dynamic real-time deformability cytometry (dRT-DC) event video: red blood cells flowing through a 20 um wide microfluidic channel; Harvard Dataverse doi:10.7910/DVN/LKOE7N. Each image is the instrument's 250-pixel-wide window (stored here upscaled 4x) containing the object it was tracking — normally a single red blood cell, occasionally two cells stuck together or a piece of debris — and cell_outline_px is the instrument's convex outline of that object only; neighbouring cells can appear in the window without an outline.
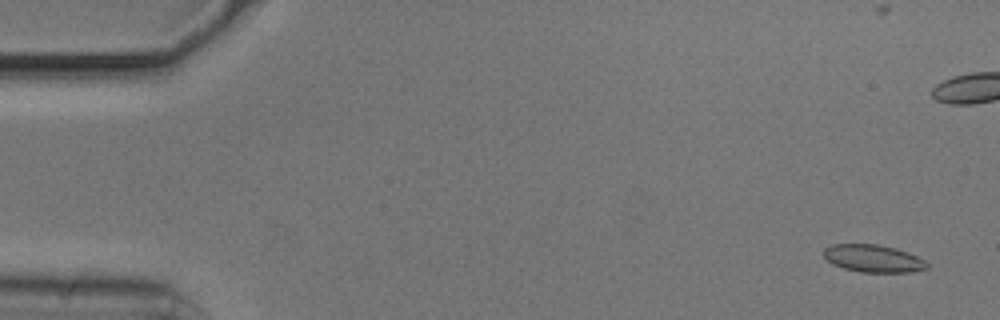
{"species": "common noctule bat (a hibernating species)", "species_latin": "Nyctalus noctula", "temperature_condition": "cold", "stored_images_in_passage": 7, "camera_frame_rate_fps": 3000, "um_per_image_px": 0.085, "animal": {"sex": "male", "body_mass_g": 20.5, "forearm_length_mm": 52.5}, "frame": {"image": 1, "passage_image": 3, "time_ms": 0.667, "image_size_px": [1000, 320], "cell_outline_px": [[928, 268], [908, 272], [860, 272], [844, 268], [832, 264], [824, 256], [824, 248], [832, 244], [876, 244], [896, 248], [908, 252], [924, 260], [928, 264]], "centroid_in_image_um": [74.21, 21.96], "position_along_channel_um": 10.8, "area_um2": 16.47}}